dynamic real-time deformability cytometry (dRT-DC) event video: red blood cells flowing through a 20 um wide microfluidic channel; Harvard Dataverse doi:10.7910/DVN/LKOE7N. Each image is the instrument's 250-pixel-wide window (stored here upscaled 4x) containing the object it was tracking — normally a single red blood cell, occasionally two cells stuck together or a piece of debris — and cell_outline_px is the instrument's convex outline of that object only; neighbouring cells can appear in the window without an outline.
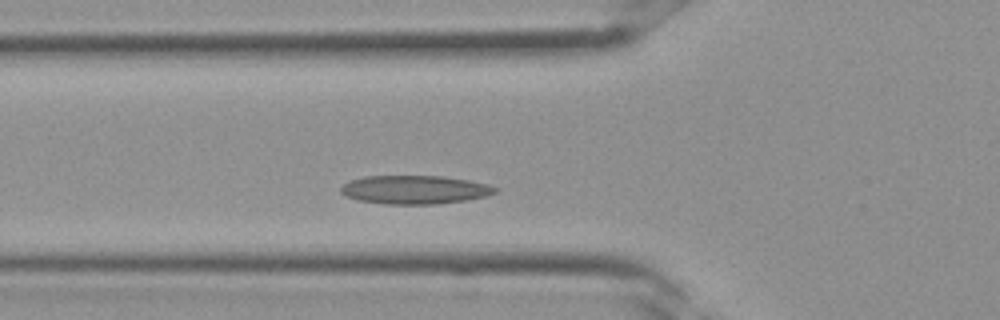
{"species": "Egyptian fruit bat (a non-hibernating species)", "species_latin": "Rousettus aegyptiacus", "temperature_condition": "room temperature", "stored_images_in_passage": 22, "camera_frame_rate_fps": 3000, "um_per_image_px": 0.085, "frame": {"image": 1, "passage_image": 4, "time_ms": 1.0, "image_size_px": [1000, 320], "cell_outline_px": [[496, 192], [484, 196], [464, 200], [436, 204], [384, 204], [360, 200], [348, 196], [340, 192], [340, 188], [348, 180], [364, 176], [444, 176], [468, 180], [488, 184], [496, 188]], "centroid_in_image_um": [35.22, 16.11], "position_along_channel_um": 90.6, "area_um2": 25.49}}
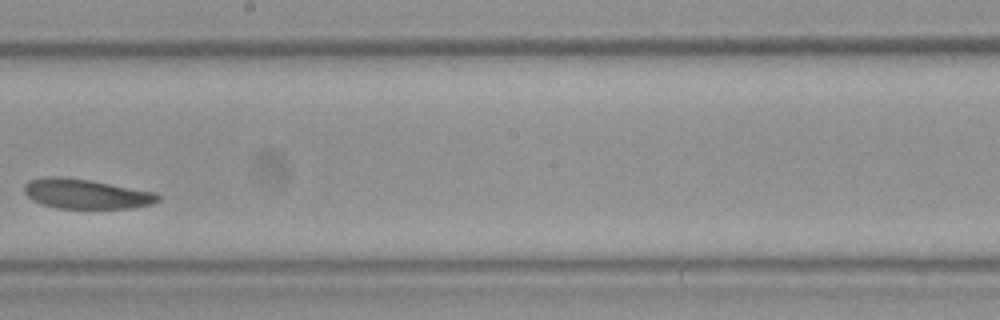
{"frame": {"image": 2, "passage_image": 12, "time_ms": 3.667, "image_size_px": [1000, 320], "cell_outline_px": [[160, 200], [152, 204], [132, 208], [56, 208], [32, 200], [24, 192], [24, 184], [28, 180], [56, 176], [60, 176], [88, 180], [156, 192], [160, 196]], "centroid_in_image_um": [7.33, 16.48], "position_along_channel_um": 240.9, "area_um2": 23.0}}
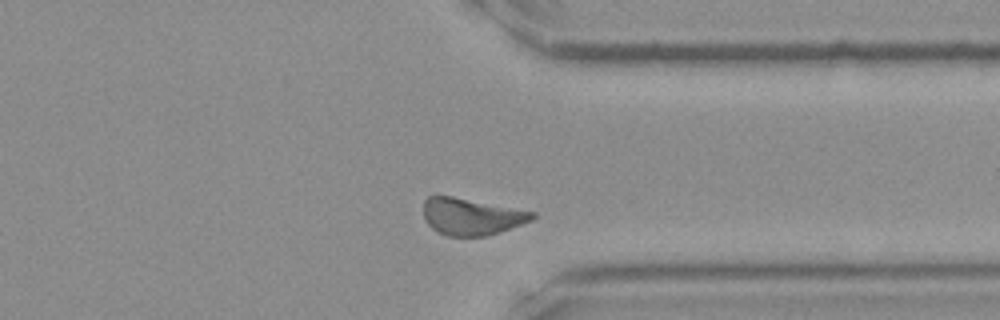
{"frame": {"image": 3, "passage_image": 19, "time_ms": 6.0, "image_size_px": [1000, 320], "cell_outline_px": [[536, 216], [532, 220], [488, 236], [448, 236], [436, 232], [424, 220], [424, 200], [428, 196], [452, 196], [536, 212]], "centroid_in_image_um": [40.06, 18.41], "position_along_channel_um": 371.3, "area_um2": 23.35}}